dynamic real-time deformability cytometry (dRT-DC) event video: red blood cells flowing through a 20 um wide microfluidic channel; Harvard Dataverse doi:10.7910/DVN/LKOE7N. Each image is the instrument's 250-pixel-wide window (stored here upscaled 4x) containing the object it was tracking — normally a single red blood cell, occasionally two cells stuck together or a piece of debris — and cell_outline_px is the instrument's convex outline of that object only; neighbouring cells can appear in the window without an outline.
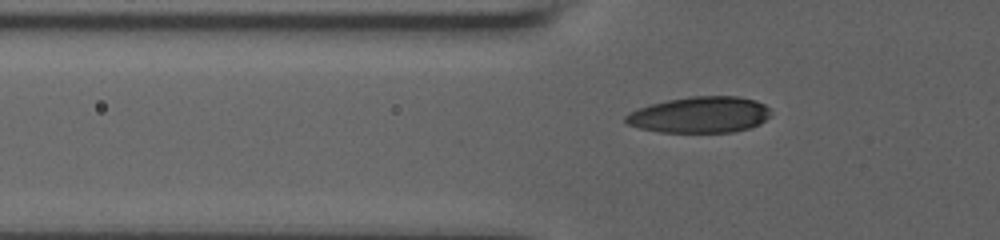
{"species": "human", "species_latin": "Homo sapiens", "temperature_condition": "room temperature", "stored_images_in_passage": 45, "camera_frame_rate_fps": 3000, "um_per_image_px": 0.085, "donor": {"sex": "male"}, "frame": {"image": 1, "passage_image": 4, "time_ms": 1.0, "image_size_px": [1000, 240], "cell_outline_px": [[772, 116], [760, 124], [748, 128], [732, 132], [660, 132], [640, 128], [628, 124], [624, 120], [624, 116], [628, 112], [652, 104], [668, 100], [692, 96], [736, 96], [756, 100], [764, 104], [768, 108]], "centroid_in_image_um": [59.51, 9.76], "position_along_channel_um": 66.3, "area_um2": 30.58}}
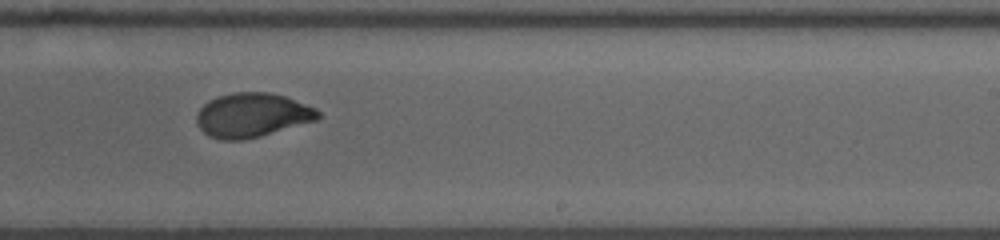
{"frame": {"image": 2, "passage_image": 27, "time_ms": 6.667, "image_size_px": [1000, 240], "cell_outline_px": [[320, 116], [316, 120], [260, 136], [244, 140], [220, 140], [208, 136], [196, 124], [196, 112], [208, 100], [220, 96], [236, 92], [272, 92], [284, 96], [316, 108], [320, 112]], "centroid_in_image_um": [21.4, 9.79], "position_along_channel_um": 267.6, "area_um2": 31.27}}
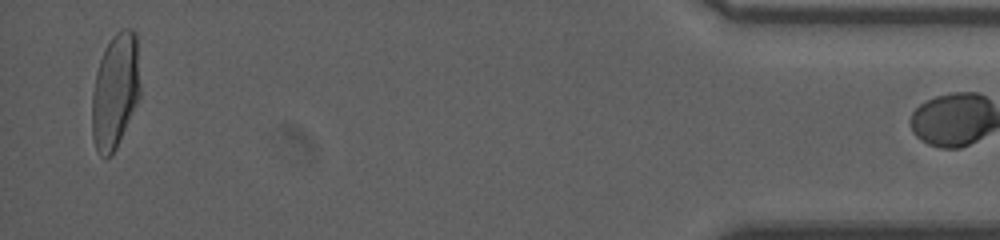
{"frame": {"image": 3, "passage_image": 44, "time_ms": 13.0, "image_size_px": [1000, 240], "cell_outline_px": [[140, 96], [116, 148], [108, 156], [100, 156], [96, 148], [92, 136], [92, 92], [96, 72], [104, 48], [112, 36], [120, 28], [132, 28], [136, 32], [140, 88]], "centroid_in_image_um": [9.79, 7.68], "position_along_channel_um": 425.4, "area_um2": 32.31}}